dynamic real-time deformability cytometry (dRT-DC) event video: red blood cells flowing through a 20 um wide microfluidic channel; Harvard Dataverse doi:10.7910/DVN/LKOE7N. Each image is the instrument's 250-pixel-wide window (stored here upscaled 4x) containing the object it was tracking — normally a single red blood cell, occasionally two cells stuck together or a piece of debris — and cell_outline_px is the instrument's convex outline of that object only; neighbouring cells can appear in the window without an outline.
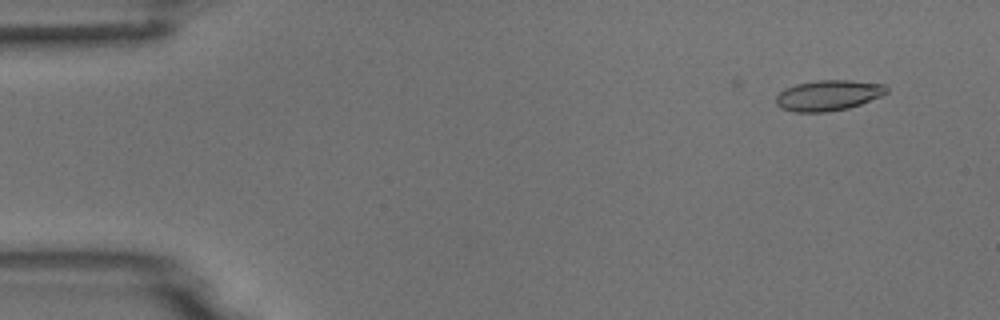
{"species": "common noctule bat (a hibernating species)", "species_latin": "Nyctalus noctula", "temperature_condition": "room temperature", "stored_images_in_passage": 5, "camera_frame_rate_fps": 3000, "um_per_image_px": 0.085, "animal": {"sex": "male", "body_mass_g": 18.8}, "frame": {"image": 1, "passage_image": 2, "time_ms": 1.0, "image_size_px": [1000, 320], "cell_outline_px": [[888, 92], [880, 96], [860, 104], [848, 108], [828, 112], [796, 112], [780, 108], [776, 104], [776, 96], [784, 88], [796, 84], [816, 80], [852, 80], [884, 84], [888, 88]], "centroid_in_image_um": [70.39, 8.1], "position_along_channel_um": 14.6, "area_um2": 19.77}}
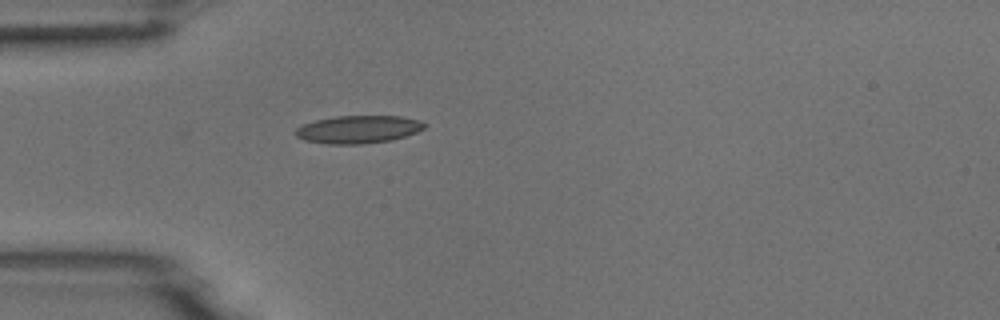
{"frame": {"image": 2, "passage_image": 5, "time_ms": 4.667, "image_size_px": [1000, 320], "cell_outline_px": [[428, 124], [424, 128], [416, 132], [392, 140], [364, 144], [328, 144], [304, 140], [296, 136], [292, 132], [296, 128], [304, 124], [316, 120], [336, 116], [400, 116], [420, 120]], "centroid_in_image_um": [30.44, 11.0], "position_along_channel_um": 54.6, "area_um2": 20.98}}